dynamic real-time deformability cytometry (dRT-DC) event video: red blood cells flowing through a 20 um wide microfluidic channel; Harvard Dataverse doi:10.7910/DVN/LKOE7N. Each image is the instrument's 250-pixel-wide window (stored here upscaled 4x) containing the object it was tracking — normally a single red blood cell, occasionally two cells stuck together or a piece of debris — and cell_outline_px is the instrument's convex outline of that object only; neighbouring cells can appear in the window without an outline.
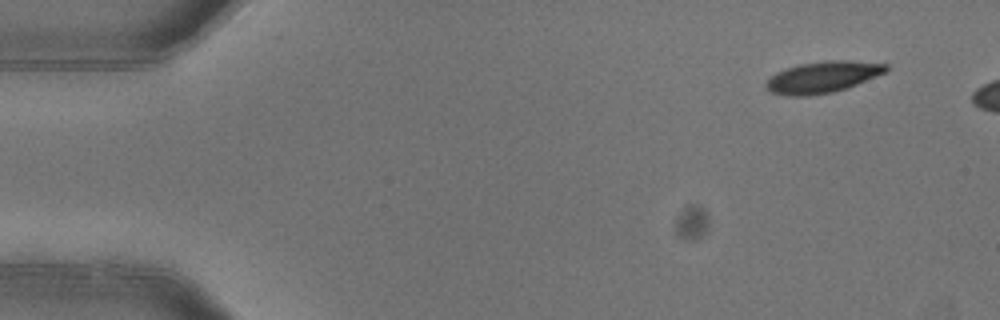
{"species": "common noctule bat (a hibernating species)", "species_latin": "Nyctalus noctula", "temperature_condition": "warm", "stored_images_in_passage": 5, "camera_frame_rate_fps": 3000, "um_per_image_px": 0.085, "animal": {"sex": "female"}, "frame": {"image": 1, "passage_image": 1, "time_ms": 0.0, "image_size_px": [1000, 320], "cell_outline_px": [[888, 72], [856, 84], [832, 92], [808, 96], [788, 96], [772, 92], [764, 84], [776, 72], [784, 68], [800, 64], [824, 60], [848, 60], [888, 64]], "centroid_in_image_um": [69.94, 6.54], "position_along_channel_um": 15.1, "area_um2": 21.91}}
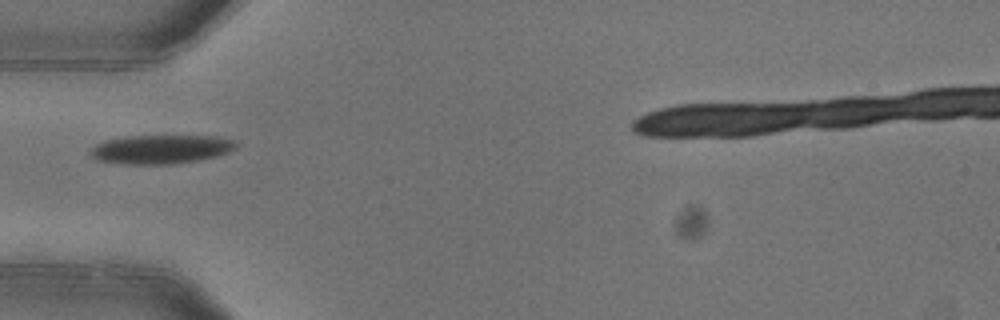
{"frame": {"image": 2, "passage_image": 4, "time_ms": 1.0, "image_size_px": [1000, 320], "cell_outline_px": [[236, 148], [228, 152], [216, 156], [196, 160], [172, 164], [124, 164], [96, 160], [88, 152], [96, 144], [108, 140], [128, 136], [216, 136], [236, 140]], "centroid_in_image_um": [13.68, 12.69], "position_along_channel_um": 71.3, "area_um2": 24.39}}
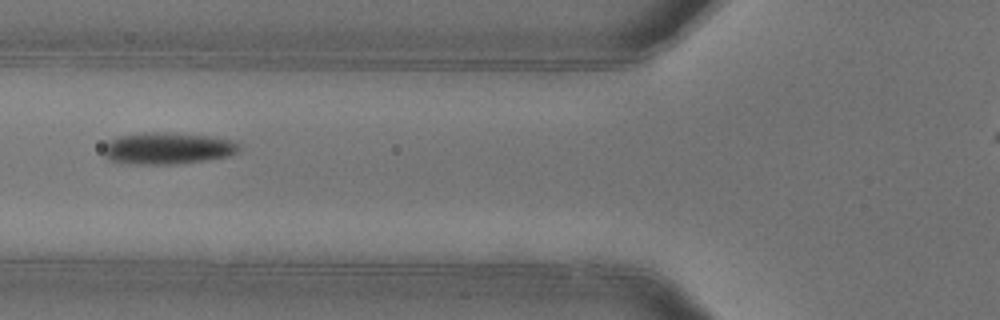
{"frame": {"image": 3, "passage_image": 5, "time_ms": 1.333, "image_size_px": [1000, 320], "cell_outline_px": [[240, 152], [228, 156], [172, 164], [136, 164], [108, 160], [104, 156], [104, 148], [108, 140], [116, 136], [144, 132], [176, 132], [208, 136], [236, 140], [240, 144]], "centroid_in_image_um": [14.25, 12.58], "position_along_channel_um": 111.6, "area_um2": 25.32}}